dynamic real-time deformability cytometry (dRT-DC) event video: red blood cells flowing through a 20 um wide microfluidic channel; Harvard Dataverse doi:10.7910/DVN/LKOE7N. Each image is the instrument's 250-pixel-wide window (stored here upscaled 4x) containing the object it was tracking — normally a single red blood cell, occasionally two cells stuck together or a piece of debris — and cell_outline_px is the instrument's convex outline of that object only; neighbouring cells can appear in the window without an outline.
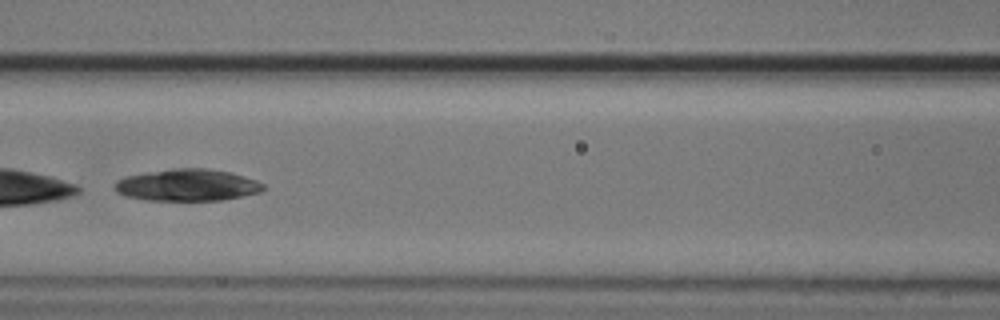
{"species": "common noctule bat (a hibernating species)", "species_latin": "Nyctalus noctula", "temperature_condition": "cold", "stored_images_in_passage": 18, "camera_frame_rate_fps": 3000, "um_per_image_px": 0.085, "animal": {"sex": "male", "body_mass_g": 20.5, "forearm_length_mm": 52.5}, "frame": {"image": 1, "passage_image": 13, "time_ms": 4.0, "image_size_px": [1000, 320], "cell_outline_px": [[264, 188], [260, 192], [224, 200], [144, 200], [124, 196], [116, 192], [112, 188], [116, 180], [124, 176], [172, 168], [208, 168], [232, 172], [256, 180], [264, 184]], "centroid_in_image_um": [15.88, 15.73], "position_along_channel_um": 150.7, "area_um2": 27.92}}
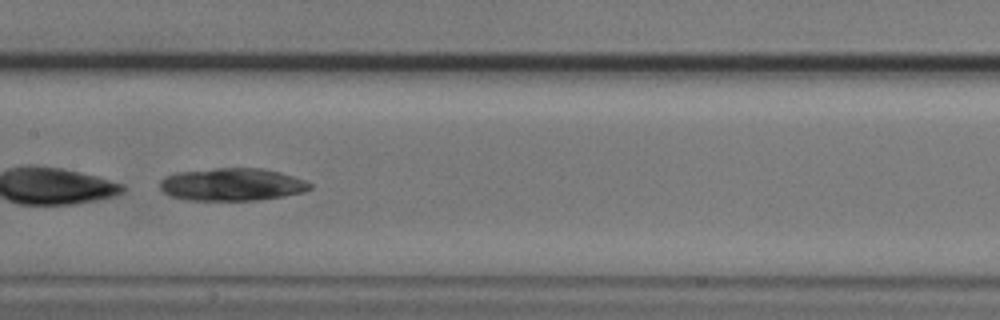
{"frame": {"image": 2, "passage_image": 16, "time_ms": 5.0, "image_size_px": [1000, 320], "cell_outline_px": [[312, 188], [304, 192], [284, 196], [256, 200], [192, 200], [172, 196], [164, 192], [160, 188], [160, 180], [164, 176], [180, 172], [216, 168], [260, 168], [280, 172], [308, 180], [312, 184]], "centroid_in_image_um": [19.77, 15.67], "position_along_channel_um": 187.6, "area_um2": 28.55}}